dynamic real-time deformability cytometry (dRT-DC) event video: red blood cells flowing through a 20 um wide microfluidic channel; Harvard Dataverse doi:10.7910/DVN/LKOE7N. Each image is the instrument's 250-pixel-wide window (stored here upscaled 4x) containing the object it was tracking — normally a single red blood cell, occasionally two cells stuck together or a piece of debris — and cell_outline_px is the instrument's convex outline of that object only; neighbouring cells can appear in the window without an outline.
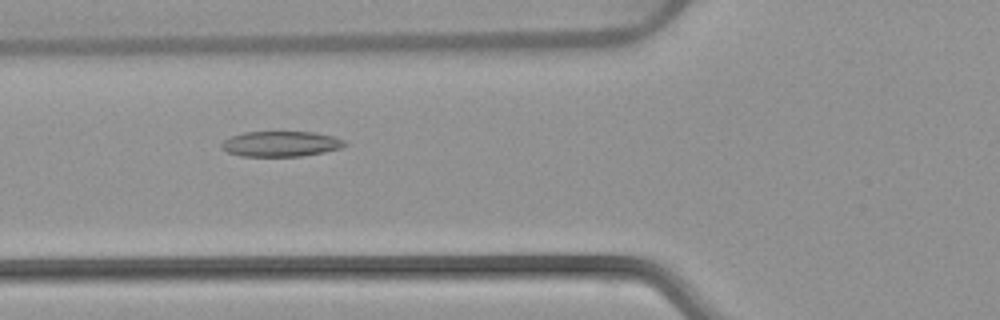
{"species": "common noctule bat (a hibernating species)", "species_latin": "Nyctalus noctula", "temperature_condition": "warm", "stored_images_in_passage": 53, "camera_frame_rate_fps": 3000, "um_per_image_px": 0.085, "animal": {"sex": "female", "body_mass_g": 22.7, "forearm_length_mm": 54.2}, "frame": {"image": 1, "passage_image": 20, "time_ms": 6.333, "image_size_px": [1000, 320], "cell_outline_px": [[348, 144], [340, 148], [324, 152], [300, 156], [240, 156], [228, 152], [220, 148], [220, 144], [224, 140], [232, 136], [244, 132], [316, 132], [336, 136], [344, 140]], "centroid_in_image_um": [23.89, 12.22], "position_along_channel_um": 101.9, "area_um2": 18.32}}
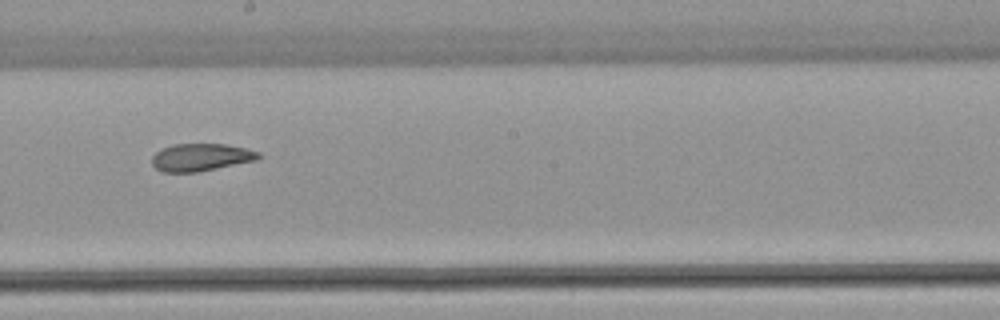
{"frame": {"image": 2, "passage_image": 30, "time_ms": 9.667, "image_size_px": [1000, 320], "cell_outline_px": [[260, 156], [256, 160], [196, 172], [160, 172], [152, 164], [152, 156], [156, 152], [172, 144], [224, 144], [244, 148], [260, 152]], "centroid_in_image_um": [17.04, 13.37], "position_along_channel_um": 231.2, "area_um2": 16.88}}
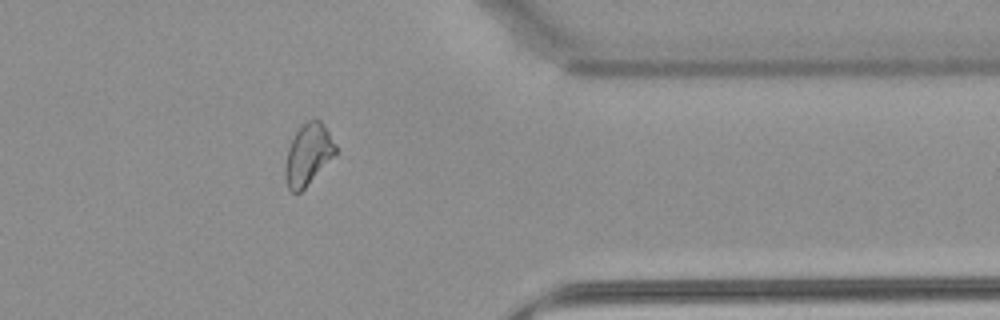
{"frame": {"image": 3, "passage_image": 43, "time_ms": 14.0, "image_size_px": [1000, 320], "cell_outline_px": [[336, 152], [308, 184], [300, 192], [292, 192], [288, 188], [284, 176], [284, 168], [288, 148], [296, 132], [308, 120], [316, 116], [324, 124], [336, 144]], "centroid_in_image_um": [26.17, 13.1], "position_along_channel_um": 385.2, "area_um2": 17.74}, "authors_computed_cell_mechanics": {"area_um2": 19.941, "velocity_mm_per_s": 3.8761, "shape_relaxation_time_tau1_ms": null, "shape_relaxation_time_tau2_ms": 3.4122, "deformation_change_tau1": null, "deformation_change_tau2": 0.1019}}